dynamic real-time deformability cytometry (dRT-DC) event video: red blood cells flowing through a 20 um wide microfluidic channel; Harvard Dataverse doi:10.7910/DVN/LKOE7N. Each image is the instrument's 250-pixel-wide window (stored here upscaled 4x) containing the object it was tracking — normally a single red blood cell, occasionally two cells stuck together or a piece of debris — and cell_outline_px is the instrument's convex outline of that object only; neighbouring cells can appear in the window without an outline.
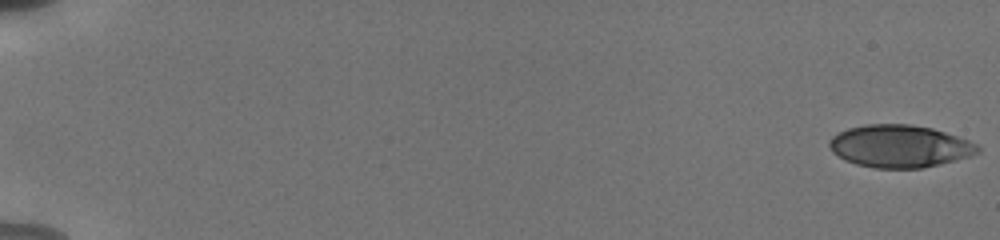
{"species": "human", "species_latin": "Homo sapiens", "temperature_condition": "cold", "stored_images_in_passage": 22, "camera_frame_rate_fps": 3000, "um_per_image_px": 0.085, "donor": {"sex": "male"}, "frame": {"image": 1, "passage_image": 1, "time_ms": 0.0, "image_size_px": [1000, 240], "cell_outline_px": [[980, 152], [972, 156], [924, 168], [872, 168], [856, 164], [844, 160], [832, 152], [828, 148], [828, 140], [832, 136], [848, 128], [864, 124], [908, 124], [932, 128], [980, 144]], "centroid_in_image_um": [76.46, 12.43], "position_along_channel_um": 8.5, "area_um2": 37.05}}
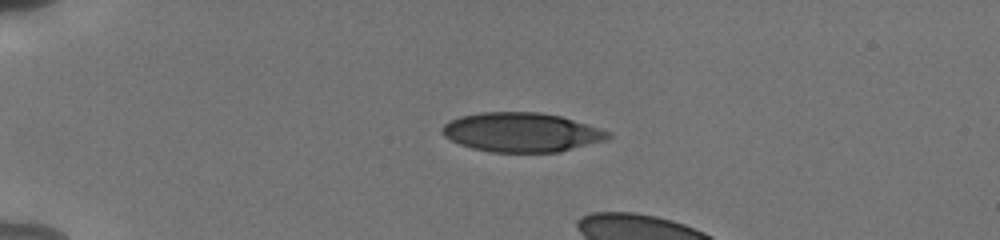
{"frame": {"image": 2, "passage_image": 15, "time_ms": 4.667, "image_size_px": [1000, 240], "cell_outline_px": [[612, 136], [608, 140], [560, 152], [492, 152], [472, 148], [460, 144], [444, 136], [440, 132], [440, 128], [448, 120], [460, 116], [480, 112], [540, 112], [560, 116], [588, 124], [612, 132]], "centroid_in_image_um": [44.35, 11.24], "position_along_channel_um": 40.7, "area_um2": 38.32}}